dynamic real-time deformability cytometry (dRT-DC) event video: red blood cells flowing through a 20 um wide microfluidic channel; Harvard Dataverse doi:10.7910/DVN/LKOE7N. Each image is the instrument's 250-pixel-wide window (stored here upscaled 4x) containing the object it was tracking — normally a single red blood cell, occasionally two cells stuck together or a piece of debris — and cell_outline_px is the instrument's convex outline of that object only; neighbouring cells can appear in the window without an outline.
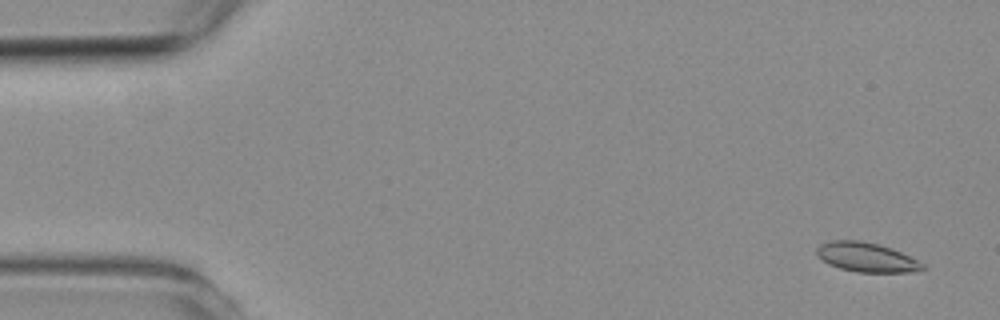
{"species": "common noctule bat (a hibernating species)", "species_latin": "Nyctalus noctula", "temperature_condition": "room temperature", "stored_images_in_passage": 4, "camera_frame_rate_fps": 3000, "um_per_image_px": 0.085, "animal": {"sex": "female", "body_mass_g": 19.3, "forearm_length_mm": 54.1}, "frame": {"image": 1, "passage_image": 1, "time_ms": 0.0, "image_size_px": [1000, 320], "cell_outline_px": [[924, 268], [908, 272], [856, 272], [840, 268], [828, 264], [816, 256], [816, 248], [820, 244], [828, 240], [860, 240], [880, 244], [892, 248], [924, 264]], "centroid_in_image_um": [73.57, 21.85], "position_along_channel_um": 11.4, "area_um2": 18.15}}
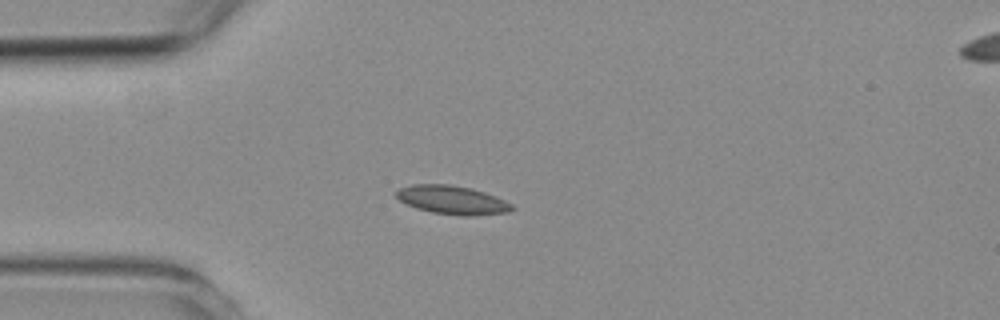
{"frame": {"image": 2, "passage_image": 4, "time_ms": 3.667, "image_size_px": [1000, 320], "cell_outline_px": [[516, 208], [508, 212], [472, 216], [460, 216], [432, 212], [416, 208], [400, 200], [396, 196], [396, 192], [400, 188], [412, 184], [448, 184], [472, 188], [496, 196], [512, 204]], "centroid_in_image_um": [38.47, 17.0], "position_along_channel_um": 46.5, "area_um2": 19.31}}